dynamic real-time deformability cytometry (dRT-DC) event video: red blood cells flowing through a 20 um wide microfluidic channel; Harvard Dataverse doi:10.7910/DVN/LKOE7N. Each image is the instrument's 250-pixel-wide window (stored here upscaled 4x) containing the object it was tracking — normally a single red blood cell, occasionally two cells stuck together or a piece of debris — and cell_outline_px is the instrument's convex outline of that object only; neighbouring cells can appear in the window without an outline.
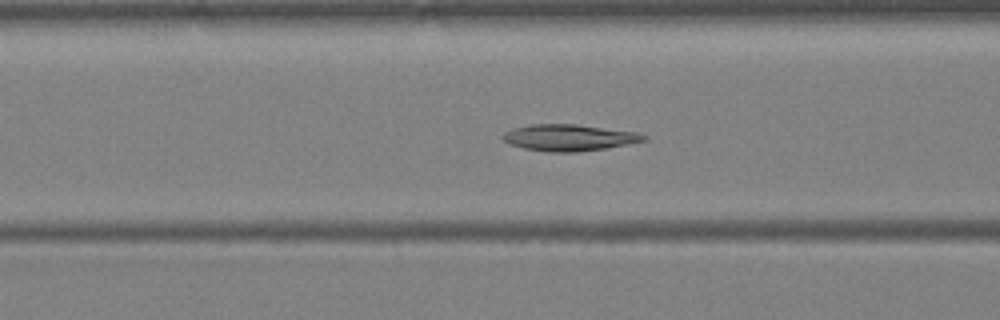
{"species": "Egyptian fruit bat (a non-hibernating species)", "species_latin": "Rousettus aegyptiacus", "temperature_condition": "warm", "stored_images_in_passage": 34, "camera_frame_rate_fps": 3000, "um_per_image_px": 0.085, "animal": {"sex": "female"}, "frame": {"image": 1, "passage_image": 10, "time_ms": 3.0, "image_size_px": [1000, 320], "cell_outline_px": [[648, 140], [604, 148], [576, 152], [548, 152], [524, 148], [508, 144], [504, 140], [504, 132], [512, 128], [532, 124], [576, 124], [636, 132], [648, 136]], "centroid_in_image_um": [48.36, 11.69], "position_along_channel_um": 118.2, "area_um2": 21.62}}
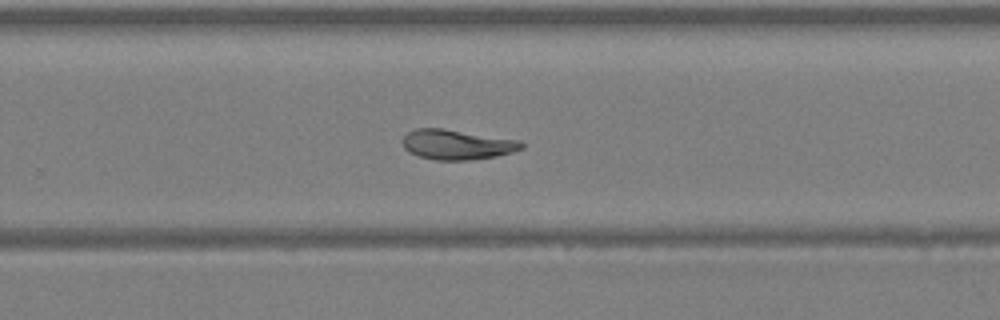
{"frame": {"image": 2, "passage_image": 20, "time_ms": 6.333, "image_size_px": [1000, 320], "cell_outline_px": [[524, 148], [512, 152], [496, 156], [468, 160], [436, 160], [420, 156], [408, 152], [404, 148], [404, 136], [408, 132], [416, 128], [444, 128], [520, 140], [524, 144]], "centroid_in_image_um": [38.86, 12.28], "position_along_channel_um": 290.9, "area_um2": 20.75}}
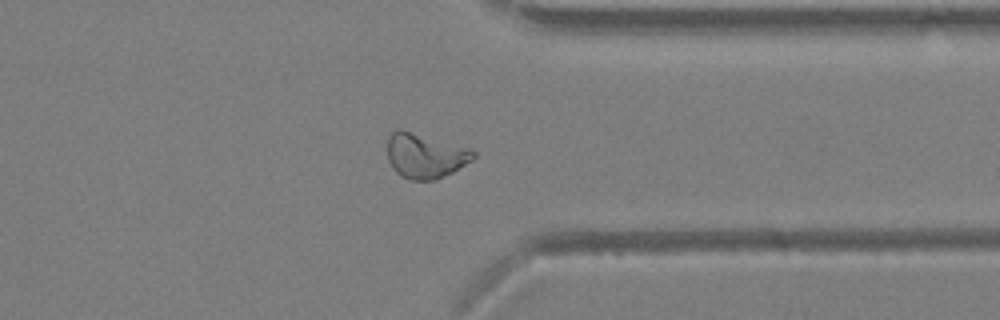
{"frame": {"image": 3, "passage_image": 25, "time_ms": 8.0, "image_size_px": [1000, 320], "cell_outline_px": [[476, 156], [472, 160], [452, 172], [436, 180], [412, 180], [400, 176], [392, 168], [388, 160], [388, 136], [396, 128], [400, 128], [472, 148], [476, 152]], "centroid_in_image_um": [36.14, 13.22], "position_along_channel_um": 375.3, "area_um2": 22.77}}